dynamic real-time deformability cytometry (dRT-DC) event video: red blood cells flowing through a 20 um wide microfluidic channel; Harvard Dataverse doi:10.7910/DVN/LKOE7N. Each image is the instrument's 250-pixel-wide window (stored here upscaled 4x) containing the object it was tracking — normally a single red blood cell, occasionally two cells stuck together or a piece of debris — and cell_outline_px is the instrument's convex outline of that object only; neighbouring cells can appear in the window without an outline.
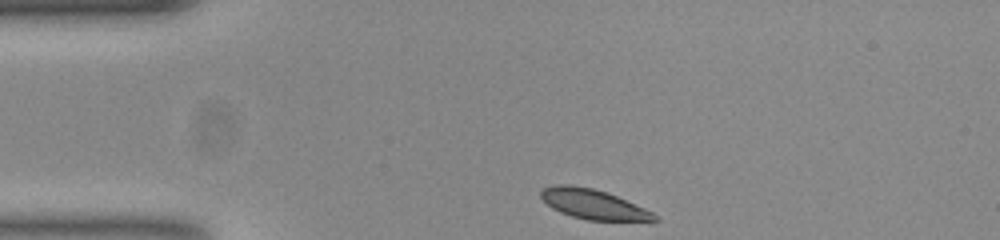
{"species": "common noctule bat (a hibernating species)", "species_latin": "Nyctalus noctula", "temperature_condition": "room temperature", "stored_images_in_passage": 35, "camera_frame_rate_fps": 3000, "um_per_image_px": 0.085, "animal": {"sex": "female", "body_mass_g": 23.0, "forearm_length_mm": 53.4}, "frame": {"image": 1, "passage_image": 1, "time_ms": 0.0, "image_size_px": [1000, 240], "cell_outline_px": [[660, 220], [588, 220], [572, 216], [560, 212], [552, 208], [540, 196], [540, 192], [544, 188], [552, 184], [572, 184], [592, 188], [608, 192], [644, 208], [652, 212]], "centroid_in_image_um": [50.38, 17.33], "position_along_channel_um": 34.6, "area_um2": 19.54}}
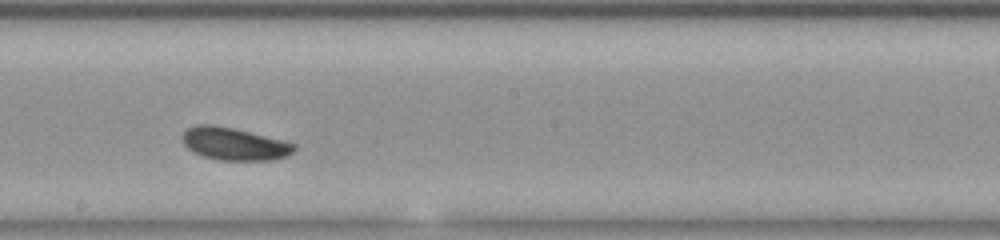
{"frame": {"image": 2, "passage_image": 20, "time_ms": 6.333, "image_size_px": [1000, 240], "cell_outline_px": [[296, 148], [288, 156], [272, 160], [220, 160], [204, 156], [192, 152], [180, 140], [180, 136], [188, 128], [196, 124], [212, 124], [232, 128], [296, 144]], "centroid_in_image_um": [19.86, 12.23], "position_along_channel_um": 228.3, "area_um2": 21.1}}
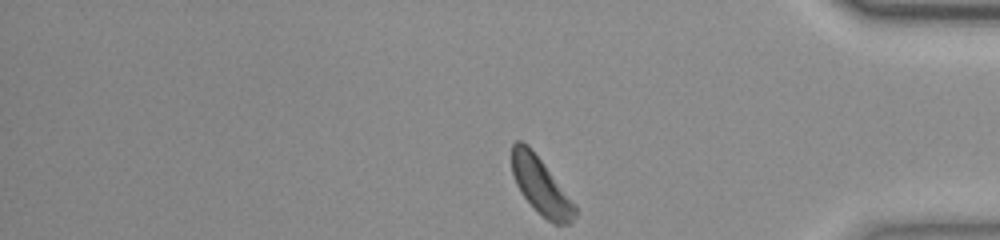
{"frame": {"image": 3, "passage_image": 35, "time_ms": 11.333, "image_size_px": [1000, 240], "cell_outline_px": [[576, 216], [572, 224], [552, 224], [524, 196], [516, 184], [512, 172], [512, 144], [516, 140], [520, 140], [528, 144], [576, 204]], "centroid_in_image_um": [46.0, 15.79], "position_along_channel_um": 389.2, "area_um2": 20.63}, "authors_computed_cell_mechanics": {"area_um2": 21.097, "velocity_mm_per_s": 3.7002, "shape_relaxation_time_tau1_ms": 3.8685, "shape_relaxation_time_tau2_ms": null, "deformation_change_tau1": 0.1258, "deformation_change_tau2": null}}